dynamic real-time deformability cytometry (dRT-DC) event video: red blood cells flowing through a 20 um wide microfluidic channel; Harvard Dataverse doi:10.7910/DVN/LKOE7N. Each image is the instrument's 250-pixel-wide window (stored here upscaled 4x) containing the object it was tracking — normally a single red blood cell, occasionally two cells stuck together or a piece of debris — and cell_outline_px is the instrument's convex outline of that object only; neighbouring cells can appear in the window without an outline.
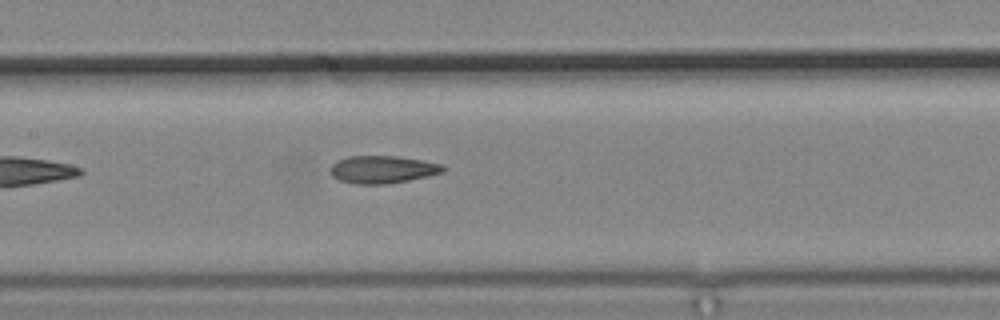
{"species": "common noctule bat (a hibernating species)", "species_latin": "Nyctalus noctula", "temperature_condition": "cold", "stored_images_in_passage": 6, "camera_frame_rate_fps": 3000, "um_per_image_px": 0.085, "animal": {"sex": "male", "body_mass_g": 19.2, "forearm_length_mm": 51.8}, "frame": {"image": 1, "passage_image": 6, "time_ms": 6.0, "image_size_px": [1000, 320], "cell_outline_px": [[444, 172], [428, 176], [388, 184], [352, 184], [340, 180], [332, 176], [332, 164], [336, 160], [348, 156], [396, 156], [424, 160], [440, 164], [444, 168]], "centroid_in_image_um": [32.51, 14.4], "position_along_channel_um": 174.9, "area_um2": 18.09}}